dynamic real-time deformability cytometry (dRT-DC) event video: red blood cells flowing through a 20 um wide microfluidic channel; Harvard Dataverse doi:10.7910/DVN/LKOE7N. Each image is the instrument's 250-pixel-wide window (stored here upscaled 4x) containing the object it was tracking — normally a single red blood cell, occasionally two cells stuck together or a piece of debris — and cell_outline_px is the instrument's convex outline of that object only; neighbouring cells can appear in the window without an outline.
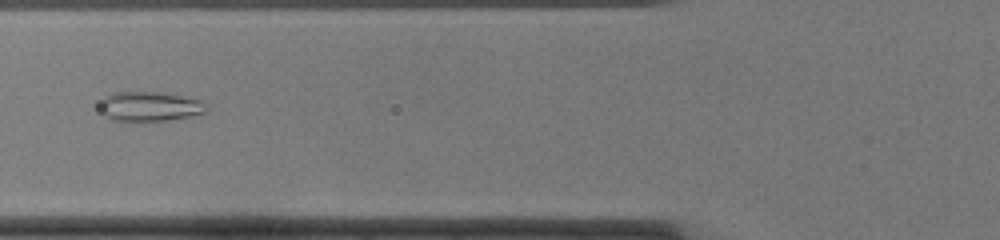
{"species": "common noctule bat (a hibernating species)", "species_latin": "Nyctalus noctula", "temperature_condition": "cold", "stored_images_in_passage": 44, "camera_frame_rate_fps": 3000, "um_per_image_px": 0.085, "animal": {"sex": "female", "body_mass_g": 22.0, "forearm_length_mm": 56.7}, "frame": {"image": 1, "passage_image": 13, "time_ms": 4.0, "image_size_px": [1000, 240], "cell_outline_px": [[208, 108], [204, 112], [188, 116], [168, 120], [112, 120], [104, 112], [100, 104], [104, 96], [112, 92], [156, 92], [180, 96], [200, 100], [208, 104]], "centroid_in_image_um": [12.74, 9.03], "position_along_channel_um": 113.1, "area_um2": 17.86}}
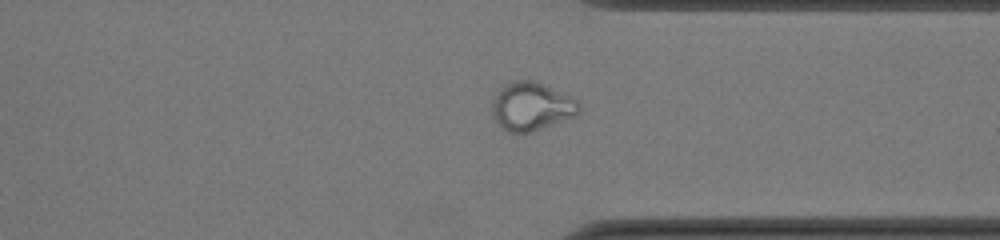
{"frame": {"image": 2, "passage_image": 32, "time_ms": 10.333, "image_size_px": [1000, 240], "cell_outline_px": [[580, 112], [576, 116], [528, 132], [508, 132], [500, 128], [492, 116], [492, 100], [508, 84], [516, 80], [532, 80], [580, 100]], "centroid_in_image_um": [45.2, 9.07], "position_along_channel_um": 366.2, "area_um2": 24.1}}